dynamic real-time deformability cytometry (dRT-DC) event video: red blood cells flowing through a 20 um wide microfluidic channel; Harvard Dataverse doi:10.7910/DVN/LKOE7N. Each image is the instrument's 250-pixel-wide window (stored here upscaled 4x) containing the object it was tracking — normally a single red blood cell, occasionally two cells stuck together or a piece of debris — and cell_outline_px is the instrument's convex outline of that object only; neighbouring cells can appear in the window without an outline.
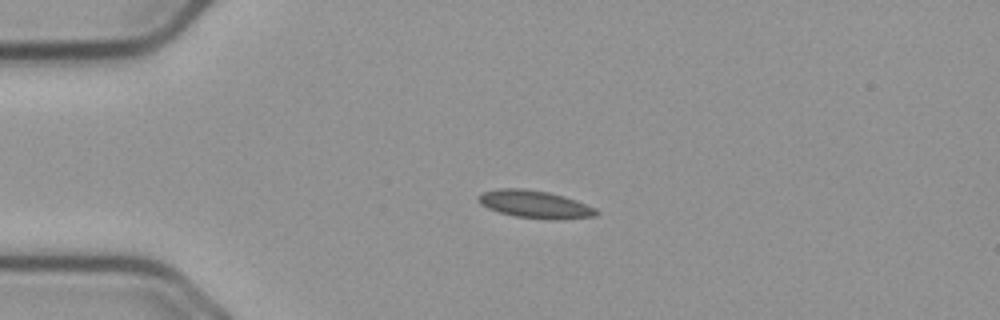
{"species": "common noctule bat (a hibernating species)", "species_latin": "Nyctalus noctula", "temperature_condition": "cold", "stored_images_in_passage": 43, "camera_frame_rate_fps": 3000, "um_per_image_px": 0.085, "animal": {"sex": "male", "body_mass_g": 23.1, "forearm_length_mm": 52.7}, "frame": {"image": 1, "passage_image": 1, "time_ms": 0.0, "image_size_px": [1000, 320], "cell_outline_px": [[600, 212], [596, 216], [560, 220], [556, 220], [516, 216], [500, 212], [488, 208], [480, 204], [476, 200], [476, 196], [484, 192], [496, 188], [524, 188], [548, 192], [564, 196], [576, 200], [596, 208]], "centroid_in_image_um": [45.47, 17.36], "position_along_channel_um": 39.5, "area_um2": 19.13}}
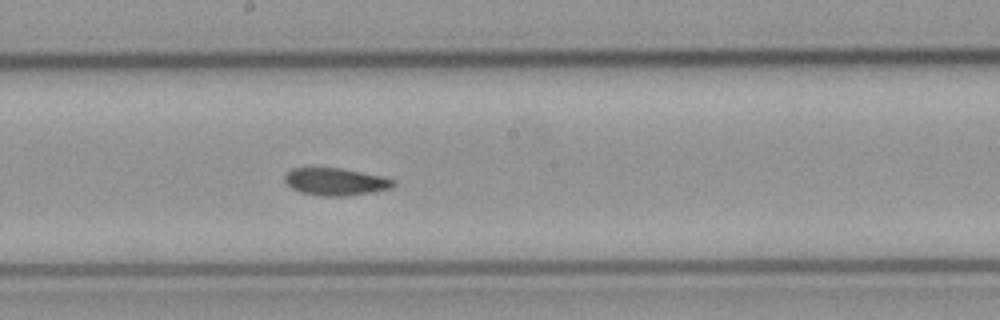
{"frame": {"image": 2, "passage_image": 18, "time_ms": 5.667, "image_size_px": [1000, 320], "cell_outline_px": [[396, 184], [392, 188], [372, 192], [344, 196], [320, 196], [300, 192], [292, 188], [284, 180], [284, 176], [292, 168], [340, 168], [384, 176], [396, 180]], "centroid_in_image_um": [28.56, 15.44], "position_along_channel_um": 219.6, "area_um2": 17.4}}
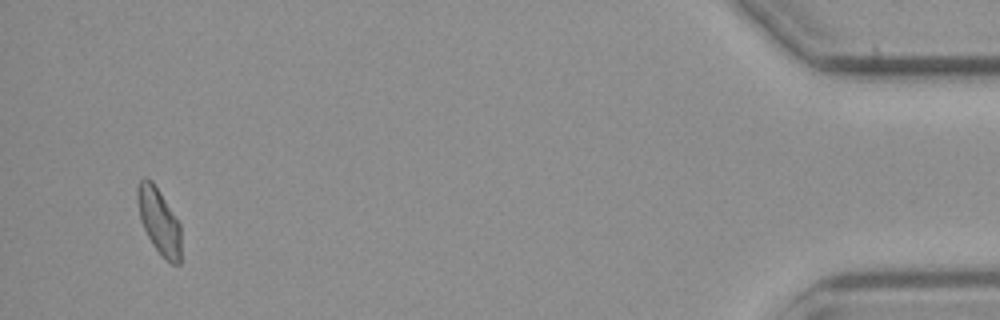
{"frame": {"image": 3, "passage_image": 41, "time_ms": 13.333, "image_size_px": [1000, 320], "cell_outline_px": [[180, 264], [172, 264], [152, 244], [140, 220], [136, 200], [136, 184], [144, 176], [152, 180], [160, 192], [180, 224]], "centroid_in_image_um": [13.47, 18.72], "position_along_channel_um": 421.7, "area_um2": 16.65}, "authors_computed_cell_mechanics": {"area_um2": 17.4556, "velocity_mm_per_s": 3.7123, "shape_relaxation_time_tau1_ms": null, "shape_relaxation_time_tau2_ms": 2.2318, "deformation_change_tau1": null, "deformation_change_tau2": 0.0462}}